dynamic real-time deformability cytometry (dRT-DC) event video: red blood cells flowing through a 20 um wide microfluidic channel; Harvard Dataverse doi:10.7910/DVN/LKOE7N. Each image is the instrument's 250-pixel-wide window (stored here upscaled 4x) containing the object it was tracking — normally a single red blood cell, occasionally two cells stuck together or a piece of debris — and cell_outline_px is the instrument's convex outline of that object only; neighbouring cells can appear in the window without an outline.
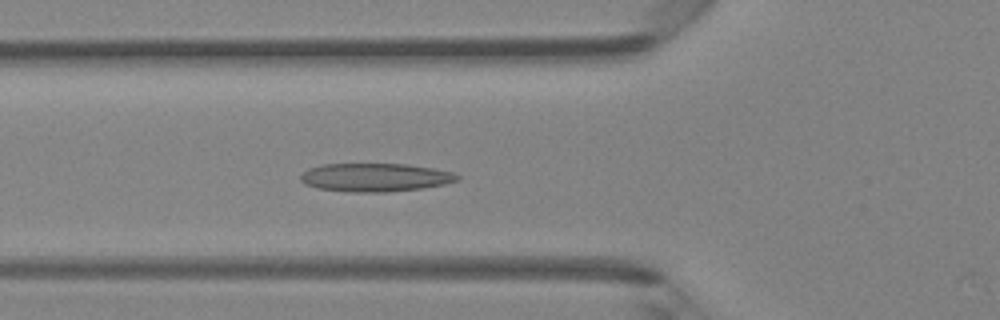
{"species": "Egyptian fruit bat (a non-hibernating species)", "species_latin": "Rousettus aegyptiacus", "temperature_condition": "room temperature", "stored_images_in_passage": 13, "camera_frame_rate_fps": 3000, "um_per_image_px": 0.085, "animal": {"sex": "female"}, "frame": {"image": 1, "passage_image": 12, "time_ms": 3.667, "image_size_px": [1000, 320], "cell_outline_px": [[460, 180], [444, 184], [420, 188], [384, 192], [352, 192], [316, 188], [304, 184], [300, 180], [300, 176], [308, 168], [320, 164], [408, 164], [432, 168], [452, 172], [460, 176]], "centroid_in_image_um": [31.86, 15.07], "position_along_channel_um": 93.9, "area_um2": 25.89}}